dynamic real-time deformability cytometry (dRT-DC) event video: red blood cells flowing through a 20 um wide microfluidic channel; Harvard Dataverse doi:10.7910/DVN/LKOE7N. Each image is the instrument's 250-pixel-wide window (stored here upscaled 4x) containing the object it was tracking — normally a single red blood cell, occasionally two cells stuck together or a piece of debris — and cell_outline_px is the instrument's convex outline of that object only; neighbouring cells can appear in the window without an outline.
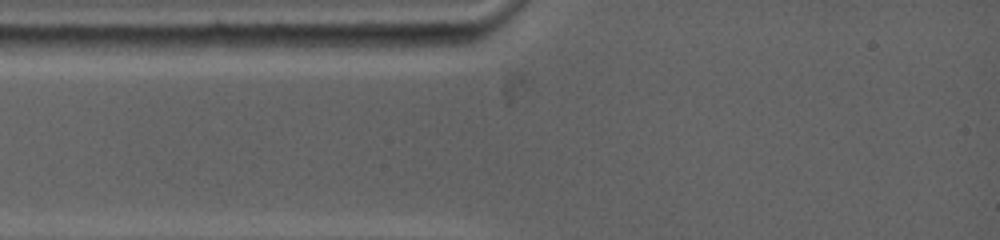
{"species": "common noctule bat (a hibernating species)", "species_latin": "Nyctalus noctula", "temperature_condition": "warm", "stored_images_in_passage": 1, "camera_frame_rate_fps": 5000, "um_per_image_px": 0.085, "animal": {"sex": "female", "body_mass_g": 19.0, "forearm_length_mm": 53.3}, "frame": {"image": 1, "passage_image": 1, "time_ms": 0.0, "image_size_px": [1000, 240], "cell_outline_px": [[960, 140], [948, 184], [944, 188], [928, 188], [912, 172], [892, 148], [888, 140], [952, 120], [956, 120], [960, 124]], "centroid_in_image_um": [79.07, 12.96], "position_along_channel_um": 5.9, "area_um2": 22.14}}